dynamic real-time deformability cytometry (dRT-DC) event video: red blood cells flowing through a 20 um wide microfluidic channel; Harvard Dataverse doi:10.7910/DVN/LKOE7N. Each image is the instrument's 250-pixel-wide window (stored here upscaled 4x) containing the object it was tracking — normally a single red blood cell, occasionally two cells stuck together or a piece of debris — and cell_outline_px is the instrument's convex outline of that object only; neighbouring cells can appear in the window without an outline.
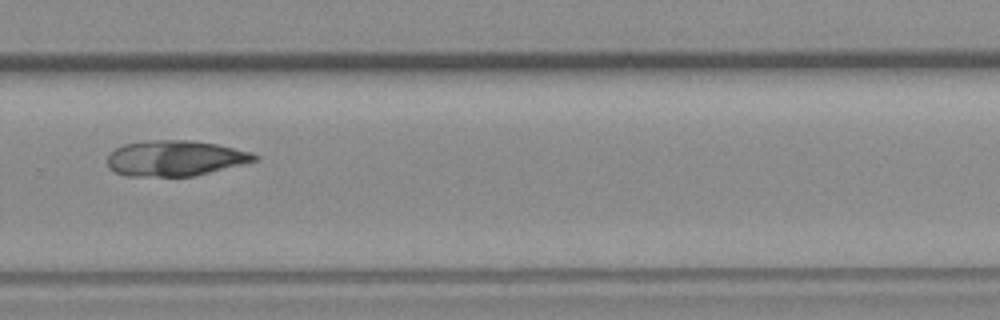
{"species": "common noctule bat (a hibernating species)", "species_latin": "Nyctalus noctula", "temperature_condition": "room temperature", "stored_images_in_passage": 54, "camera_frame_rate_fps": 3000, "um_per_image_px": 0.085, "animal": {"sex": "female", "body_mass_g": 19.3, "forearm_length_mm": 54.1}, "frame": {"image": 1, "passage_image": 36, "time_ms": 11.667, "image_size_px": [1000, 320], "cell_outline_px": [[260, 156], [256, 160], [192, 176], [128, 176], [116, 172], [108, 168], [108, 156], [116, 148], [124, 144], [152, 140], [192, 140], [216, 144], [252, 152]], "centroid_in_image_um": [14.87, 13.44], "position_along_channel_um": 314.9, "area_um2": 30.11}}
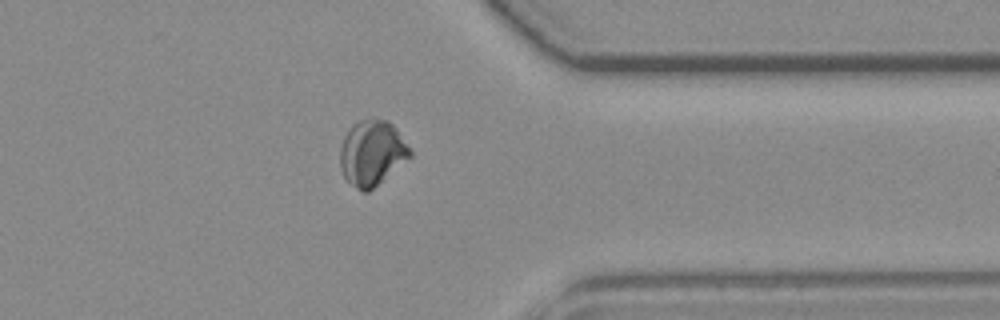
{"frame": {"image": 2, "passage_image": 42, "time_ms": 13.667, "image_size_px": [1000, 320], "cell_outline_px": [[412, 156], [368, 192], [364, 192], [356, 188], [344, 176], [340, 168], [340, 148], [344, 136], [348, 128], [352, 124], [360, 120], [372, 116], [388, 120], [396, 128], [412, 152]], "centroid_in_image_um": [31.61, 12.95], "position_along_channel_um": 379.8, "area_um2": 26.76}}